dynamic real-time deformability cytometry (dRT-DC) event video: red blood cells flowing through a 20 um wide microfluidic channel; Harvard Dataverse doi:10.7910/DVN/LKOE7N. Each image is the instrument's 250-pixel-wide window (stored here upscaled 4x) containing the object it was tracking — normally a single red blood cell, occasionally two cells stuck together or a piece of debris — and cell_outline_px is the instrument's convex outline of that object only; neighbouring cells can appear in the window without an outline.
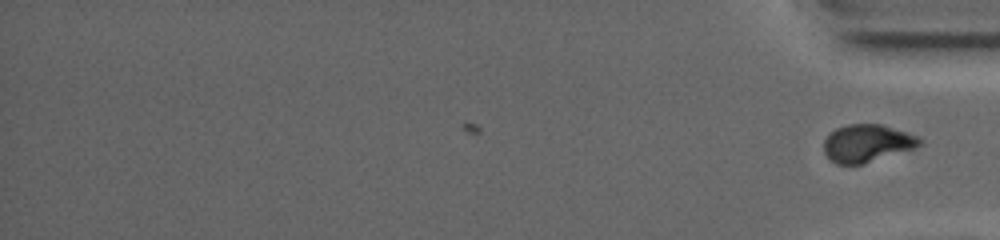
{"species": "common noctule bat (a hibernating species)", "species_latin": "Nyctalus noctula", "temperature_condition": "warm", "stored_images_in_passage": 49, "camera_frame_rate_fps": 4500, "um_per_image_px": 0.085, "animal": {"sex": "female", "body_mass_g": 19.0, "forearm_length_mm": 53.3}, "frame": {"image": 1, "passage_image": 49, "time_ms": 11.333, "image_size_px": [1000, 240], "cell_outline_px": [[920, 144], [916, 148], [864, 164], [836, 164], [824, 152], [824, 140], [836, 128], [848, 124], [880, 124], [920, 136]], "centroid_in_image_um": [73.72, 12.18], "position_along_channel_um": 361.5, "area_um2": 20.92}}